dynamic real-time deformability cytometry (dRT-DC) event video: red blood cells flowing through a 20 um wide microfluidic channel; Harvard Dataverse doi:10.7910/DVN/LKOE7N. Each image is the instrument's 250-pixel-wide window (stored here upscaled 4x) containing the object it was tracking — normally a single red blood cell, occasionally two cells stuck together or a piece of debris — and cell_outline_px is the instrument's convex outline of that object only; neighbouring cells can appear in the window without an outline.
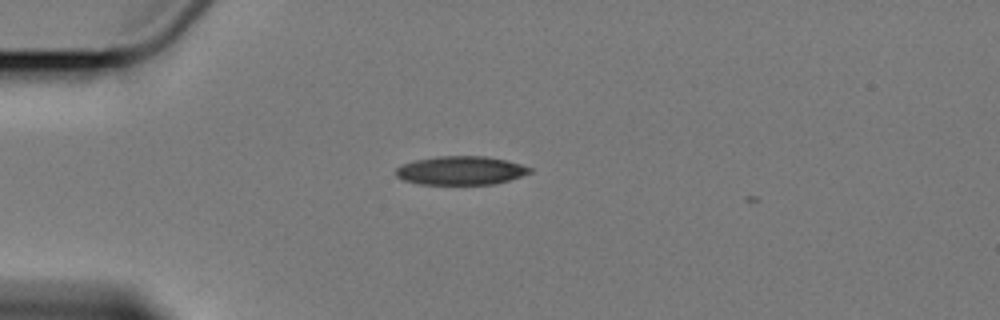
{"species": "Egyptian fruit bat (a non-hibernating species)", "species_latin": "Rousettus aegyptiacus", "temperature_condition": "cold", "stored_images_in_passage": 6, "camera_frame_rate_fps": 3000, "um_per_image_px": 0.085, "animal": {"sex": "female"}, "frame": {"image": 1, "passage_image": 1, "time_ms": 0.0, "image_size_px": [1000, 320], "cell_outline_px": [[532, 172], [508, 180], [492, 184], [420, 184], [404, 180], [396, 176], [396, 168], [404, 164], [416, 160], [440, 156], [484, 156], [508, 160], [532, 168]], "centroid_in_image_um": [39.18, 14.49], "position_along_channel_um": 45.8, "area_um2": 22.14}}
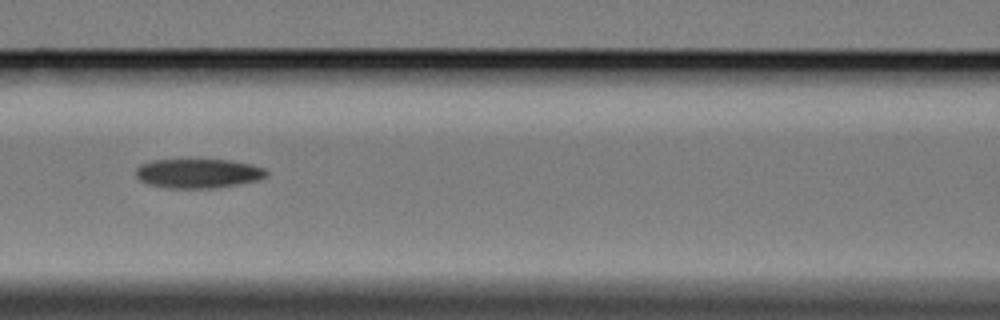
{"frame": {"image": 2, "passage_image": 4, "time_ms": 3.667, "image_size_px": [1000, 320], "cell_outline_px": [[268, 176], [260, 180], [240, 184], [212, 188], [168, 188], [148, 184], [140, 180], [136, 176], [136, 168], [140, 164], [152, 160], [232, 160], [252, 164], [264, 168], [268, 172]], "centroid_in_image_um": [16.88, 14.74], "position_along_channel_um": 149.7, "area_um2": 22.48}}
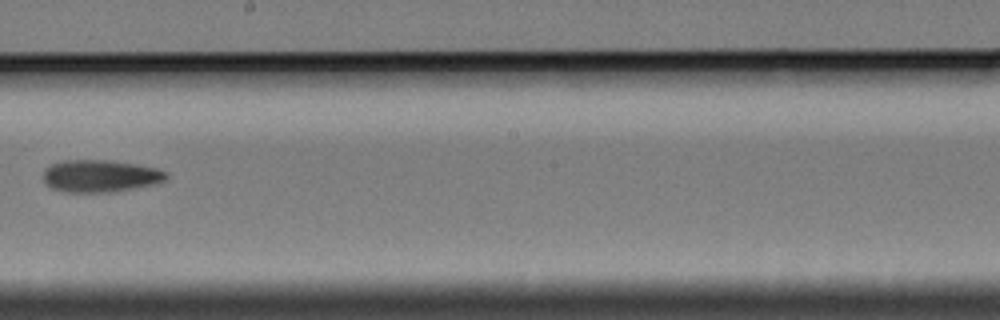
{"frame": {"image": 3, "passage_image": 6, "time_ms": 6.333, "image_size_px": [1000, 320], "cell_outline_px": [[168, 180], [152, 184], [108, 192], [64, 192], [52, 188], [44, 180], [44, 172], [52, 164], [64, 160], [108, 160], [136, 164], [156, 168], [168, 172]], "centroid_in_image_um": [8.55, 14.95], "position_along_channel_um": 239.7, "area_um2": 22.83}}